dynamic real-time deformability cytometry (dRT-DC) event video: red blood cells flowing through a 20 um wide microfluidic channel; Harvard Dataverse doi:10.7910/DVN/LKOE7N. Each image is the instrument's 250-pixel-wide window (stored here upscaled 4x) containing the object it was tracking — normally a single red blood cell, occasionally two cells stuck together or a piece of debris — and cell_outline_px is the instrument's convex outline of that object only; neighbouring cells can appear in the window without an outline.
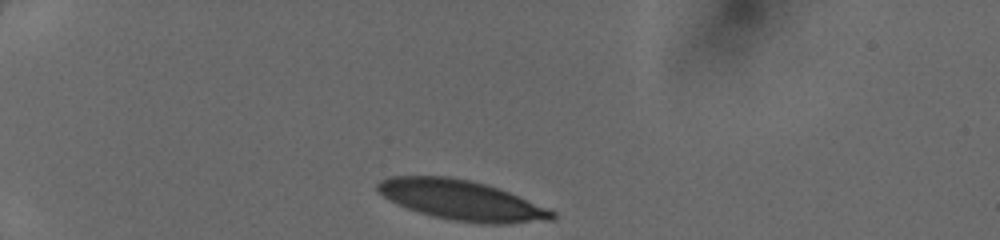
{"species": "human", "species_latin": "Homo sapiens", "temperature_condition": "cold", "stored_images_in_passage": 31, "camera_frame_rate_fps": 3000, "um_per_image_px": 0.085, "donor": {"sex": "female"}, "frame": {"image": 1, "passage_image": 1, "time_ms": 0.0, "image_size_px": [1000, 240], "cell_outline_px": [[556, 220], [512, 224], [480, 224], [452, 220], [432, 216], [408, 208], [388, 200], [376, 188], [376, 184], [380, 180], [388, 176], [448, 176], [468, 180], [484, 184], [508, 192], [548, 208], [556, 212]], "centroid_in_image_um": [39.26, 17.03], "position_along_channel_um": 45.7, "area_um2": 40.69}}
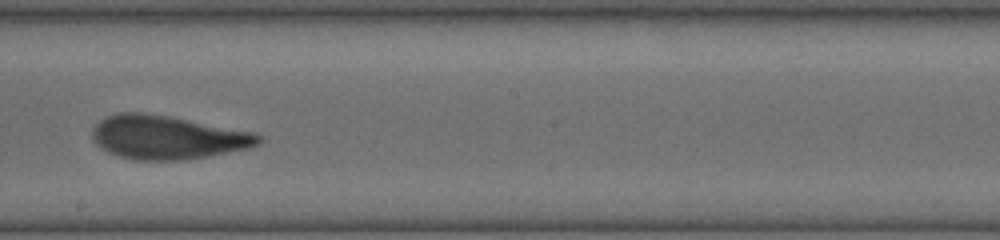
{"frame": {"image": 2, "passage_image": 18, "time_ms": 5.667, "image_size_px": [1000, 240], "cell_outline_px": [[264, 140], [260, 144], [248, 148], [204, 156], [180, 160], [136, 160], [120, 156], [108, 152], [100, 148], [92, 140], [92, 128], [100, 120], [116, 112], [144, 112], [168, 116], [256, 132]], "centroid_in_image_um": [14.2, 11.66], "position_along_channel_um": 234.0, "area_um2": 42.25}}
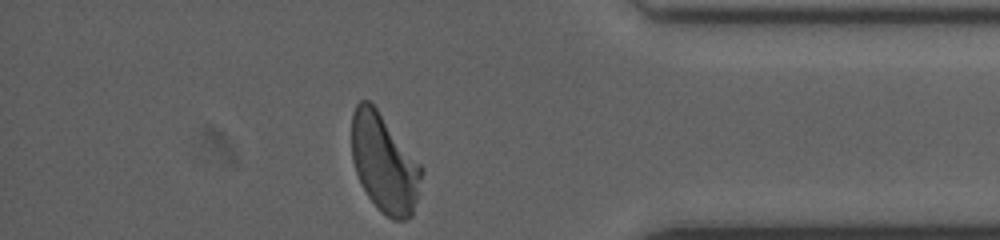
{"frame": {"image": 3, "passage_image": 31, "time_ms": 10.0, "image_size_px": [1000, 240], "cell_outline_px": [[424, 172], [412, 216], [404, 220], [392, 220], [380, 212], [368, 196], [356, 172], [352, 160], [352, 112], [356, 104], [360, 100], [368, 100], [376, 108], [424, 168]], "centroid_in_image_um": [32.67, 13.9], "position_along_channel_um": 402.5, "area_um2": 39.94}}